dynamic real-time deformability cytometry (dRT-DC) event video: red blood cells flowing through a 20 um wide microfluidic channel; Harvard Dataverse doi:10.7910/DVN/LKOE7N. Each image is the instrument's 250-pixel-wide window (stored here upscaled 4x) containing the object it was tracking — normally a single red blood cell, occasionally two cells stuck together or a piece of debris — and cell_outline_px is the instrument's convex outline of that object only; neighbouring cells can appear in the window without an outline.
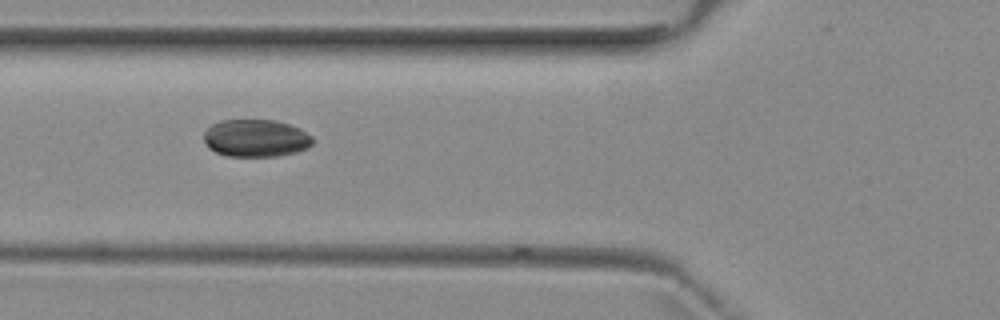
{"species": "common noctule bat (a hibernating species)", "species_latin": "Nyctalus noctula", "temperature_condition": "room temperature", "stored_images_in_passage": 3, "camera_frame_rate_fps": 3000, "um_per_image_px": 0.085, "animal": {"sex": "female", "body_mass_g": 29.2, "forearm_length_mm": 56.3}, "frame": {"image": 1, "passage_image": 2, "time_ms": 1.0, "image_size_px": [1000, 320], "cell_outline_px": [[312, 144], [308, 148], [296, 152], [280, 156], [224, 156], [208, 148], [204, 140], [204, 132], [212, 124], [220, 120], [276, 120], [300, 128], [312, 136]], "centroid_in_image_um": [21.74, 11.75], "position_along_channel_um": 104.1, "area_um2": 23.93}}